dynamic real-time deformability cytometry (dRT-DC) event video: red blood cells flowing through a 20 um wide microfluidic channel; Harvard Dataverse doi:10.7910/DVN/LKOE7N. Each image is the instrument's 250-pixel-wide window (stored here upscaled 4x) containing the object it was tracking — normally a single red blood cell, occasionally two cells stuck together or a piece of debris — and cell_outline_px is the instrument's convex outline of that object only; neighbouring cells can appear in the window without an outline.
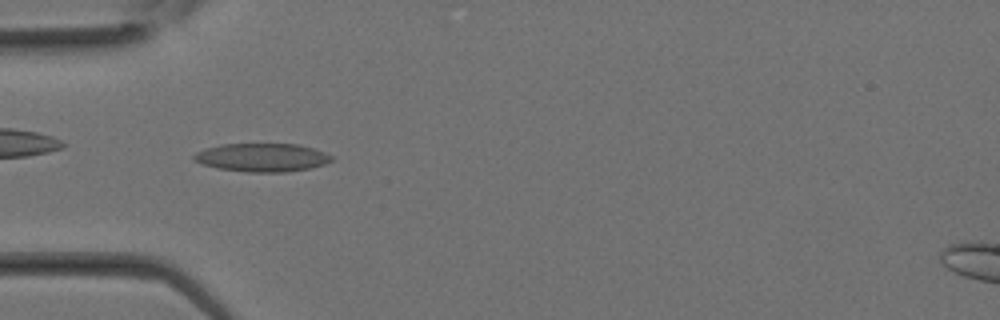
{"species": "Egyptian fruit bat (a non-hibernating species)", "species_latin": "Rousettus aegyptiacus", "temperature_condition": "room temperature", "stored_images_in_passage": 27, "camera_frame_rate_fps": 3000, "um_per_image_px": 0.085, "animal": {"sex": "female"}, "frame": {"image": 1, "passage_image": 9, "time_ms": 2.667, "image_size_px": [1000, 320], "cell_outline_px": [[332, 160], [324, 164], [312, 168], [288, 172], [248, 172], [216, 168], [192, 160], [192, 156], [196, 152], [220, 144], [300, 144], [324, 152], [332, 156]], "centroid_in_image_um": [22.28, 13.39], "position_along_channel_um": 62.7, "area_um2": 22.77}}
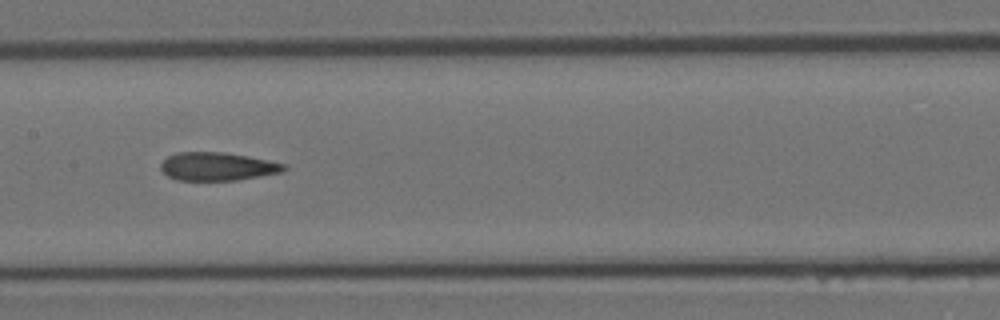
{"frame": {"image": 2, "passage_image": 15, "time_ms": 4.667, "image_size_px": [1000, 320], "cell_outline_px": [[288, 168], [284, 172], [236, 180], [176, 180], [168, 176], [160, 168], [160, 164], [168, 156], [176, 152], [224, 152], [248, 156], [288, 164]], "centroid_in_image_um": [18.52, 14.15], "position_along_channel_um": 188.9, "area_um2": 20.4}}
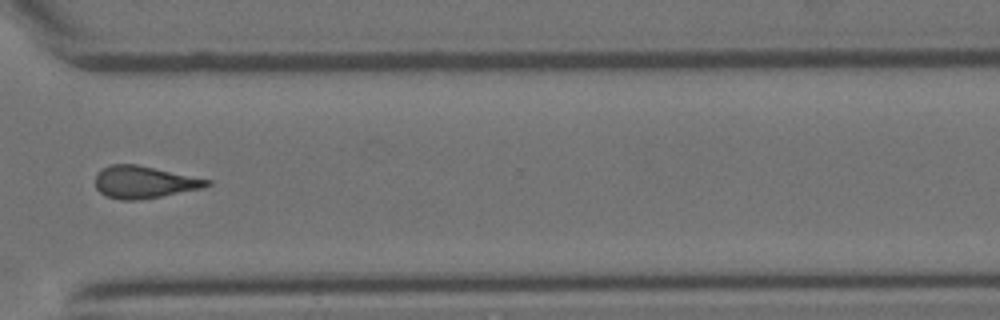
{"frame": {"image": 3, "passage_image": 23, "time_ms": 7.333, "image_size_px": [1000, 320], "cell_outline_px": [[212, 184], [204, 188], [160, 196], [136, 200], [120, 200], [104, 196], [96, 188], [96, 172], [100, 168], [108, 164], [136, 164], [212, 180]], "centroid_in_image_um": [12.22, 15.47], "position_along_channel_um": 358.4, "area_um2": 21.1}}